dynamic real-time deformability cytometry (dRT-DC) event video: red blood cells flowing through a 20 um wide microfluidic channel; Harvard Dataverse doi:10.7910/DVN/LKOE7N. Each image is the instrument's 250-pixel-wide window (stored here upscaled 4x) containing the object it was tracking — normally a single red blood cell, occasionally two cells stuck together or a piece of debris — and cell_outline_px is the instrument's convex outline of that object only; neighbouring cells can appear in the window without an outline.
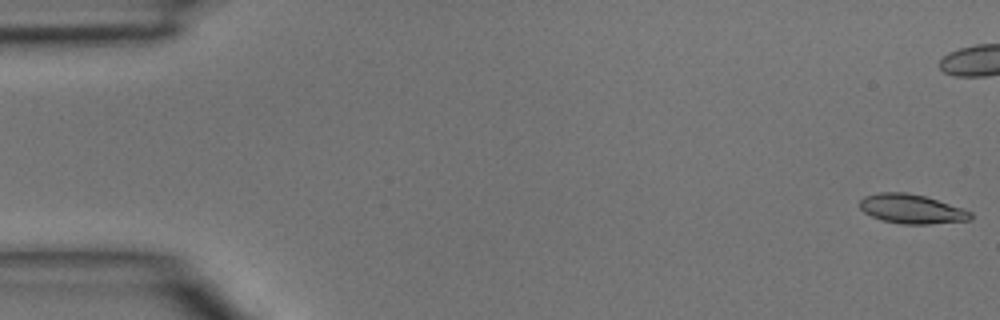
{"species": "common noctule bat (a hibernating species)", "species_latin": "Nyctalus noctula", "temperature_condition": "room temperature", "stored_images_in_passage": 47, "camera_frame_rate_fps": 3000, "um_per_image_px": 0.085, "animal": {"sex": "male", "body_mass_g": 15.6}, "frame": {"image": 1, "passage_image": 1, "time_ms": 0.0, "image_size_px": [1000, 320], "cell_outline_px": [[972, 216], [968, 220], [928, 224], [900, 224], [880, 220], [864, 212], [860, 208], [860, 200], [864, 196], [880, 192], [904, 192], [924, 196], [964, 208], [972, 212]], "centroid_in_image_um": [77.47, 17.76], "position_along_channel_um": 7.5, "area_um2": 18.9}}
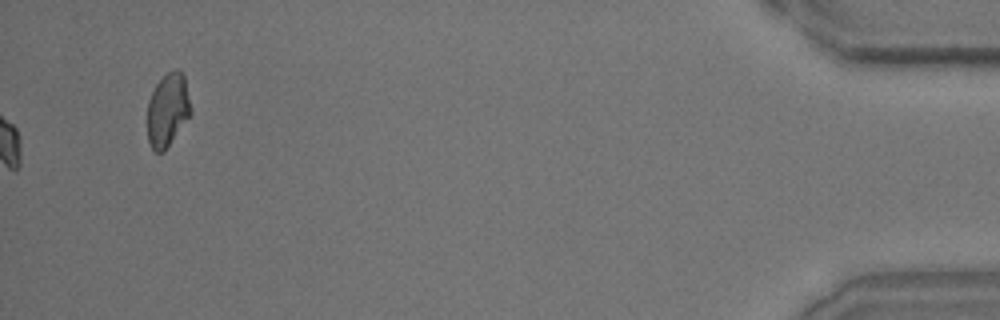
{"frame": {"image": 2, "passage_image": 47, "time_ms": 15.333, "image_size_px": [1000, 320], "cell_outline_px": [[192, 112], [164, 152], [156, 152], [152, 148], [148, 140], [148, 100], [156, 84], [168, 72], [176, 68], [180, 68], [184, 76]], "centroid_in_image_um": [14.26, 9.33], "position_along_channel_um": 420.9, "area_um2": 18.38}}